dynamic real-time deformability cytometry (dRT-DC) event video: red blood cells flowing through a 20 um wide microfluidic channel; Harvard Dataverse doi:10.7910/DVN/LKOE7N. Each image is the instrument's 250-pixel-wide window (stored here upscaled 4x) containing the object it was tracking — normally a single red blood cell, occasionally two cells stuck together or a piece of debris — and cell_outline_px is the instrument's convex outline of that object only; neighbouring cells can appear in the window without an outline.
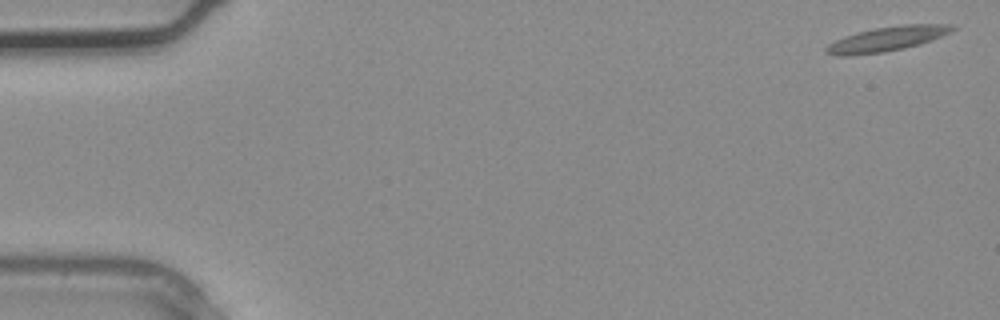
{"species": "common noctule bat (a hibernating species)", "species_latin": "Nyctalus noctula", "temperature_condition": "warm", "stored_images_in_passage": 3, "camera_frame_rate_fps": 3000, "um_per_image_px": 0.085, "animal": {"sex": "male", "body_mass_g": 20.4}, "frame": {"image": 1, "passage_image": 1, "time_ms": 0.0, "image_size_px": [1000, 320], "cell_outline_px": [[956, 28], [932, 40], [920, 44], [904, 48], [884, 52], [852, 56], [836, 56], [824, 52], [824, 48], [828, 44], [844, 36], [856, 32], [872, 28], [904, 24], [952, 24]], "centroid_in_image_um": [75.32, 3.31], "position_along_channel_um": 9.7, "area_um2": 18.26}}
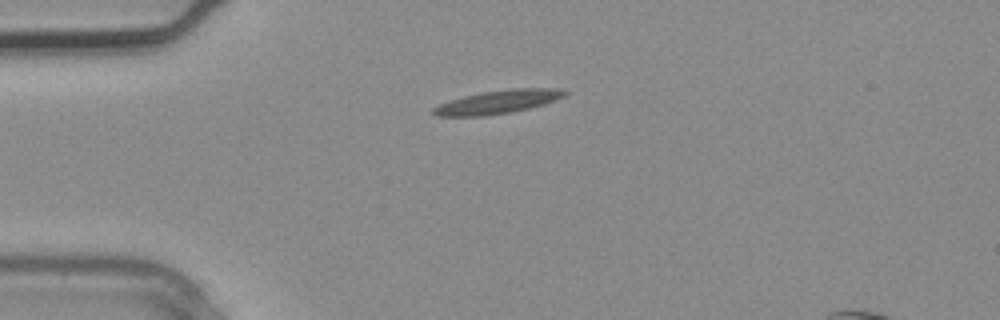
{"frame": {"image": 2, "passage_image": 3, "time_ms": 0.667, "image_size_px": [1000, 320], "cell_outline_px": [[568, 92], [564, 96], [556, 100], [544, 104], [528, 108], [508, 112], [484, 116], [436, 116], [432, 112], [432, 108], [440, 104], [464, 96], [480, 92], [512, 88], [552, 88]], "centroid_in_image_um": [42.3, 8.66], "position_along_channel_um": 42.7, "area_um2": 17.69}}